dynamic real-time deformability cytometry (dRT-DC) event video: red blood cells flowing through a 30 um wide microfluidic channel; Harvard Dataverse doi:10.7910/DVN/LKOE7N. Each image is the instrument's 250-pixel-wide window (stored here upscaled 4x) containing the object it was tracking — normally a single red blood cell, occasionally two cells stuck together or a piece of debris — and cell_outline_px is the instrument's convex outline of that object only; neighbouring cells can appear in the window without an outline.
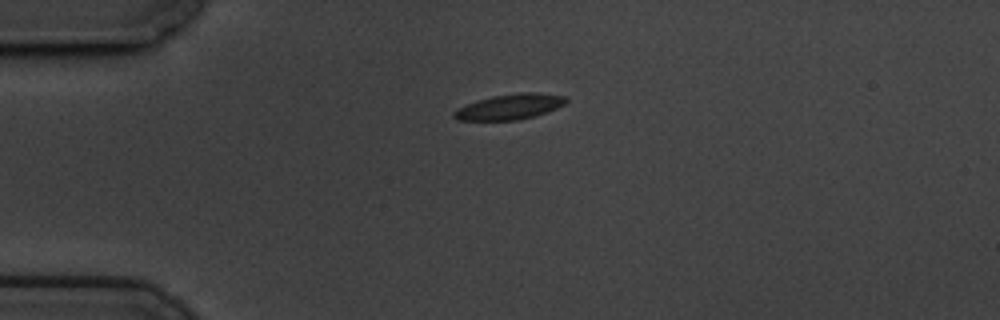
{"species": "common noctule bat (a hibernating species)", "species_latin": "Nyctalus noctula", "temperature_condition": "cold", "stored_images_in_passage": 3, "camera_frame_rate_fps": 3000, "um_per_image_px": 0.085, "animal": {"sex": "male", "body_mass_g": 19.5, "forearm_length_mm": 54.6}, "frame": {"image": 1, "passage_image": 1, "time_ms": 0.0, "image_size_px": [1000, 320], "cell_outline_px": [[568, 100], [564, 104], [548, 112], [536, 116], [516, 120], [456, 120], [452, 116], [452, 112], [456, 108], [476, 100], [492, 96], [520, 92], [536, 92], [568, 96]], "centroid_in_image_um": [43.32, 9.07], "position_along_channel_um": 41.7, "area_um2": 16.88}}
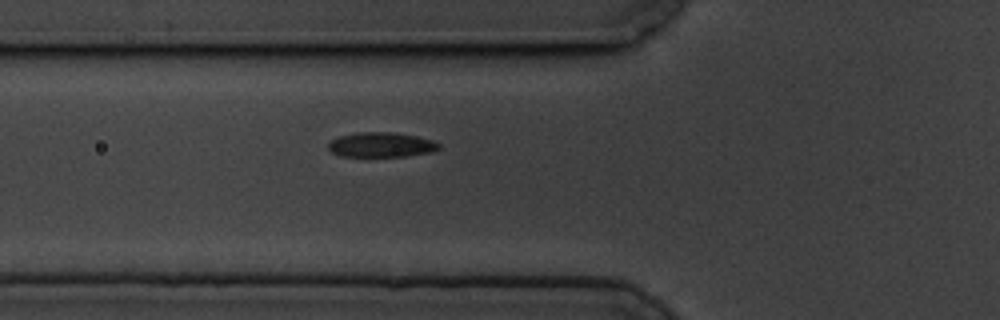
{"frame": {"image": 2, "passage_image": 3, "time_ms": 0.667, "image_size_px": [1000, 320], "cell_outline_px": [[440, 148], [432, 152], [404, 156], [340, 156], [332, 152], [328, 148], [328, 144], [332, 140], [340, 136], [356, 132], [396, 132], [416, 136], [432, 140], [440, 144]], "centroid_in_image_um": [32.41, 12.3], "position_along_channel_um": 93.4, "area_um2": 15.95}}